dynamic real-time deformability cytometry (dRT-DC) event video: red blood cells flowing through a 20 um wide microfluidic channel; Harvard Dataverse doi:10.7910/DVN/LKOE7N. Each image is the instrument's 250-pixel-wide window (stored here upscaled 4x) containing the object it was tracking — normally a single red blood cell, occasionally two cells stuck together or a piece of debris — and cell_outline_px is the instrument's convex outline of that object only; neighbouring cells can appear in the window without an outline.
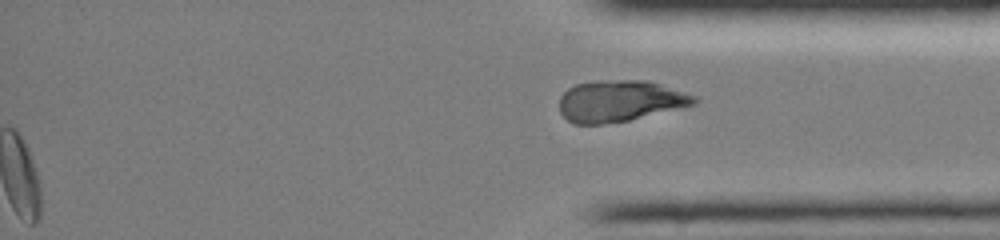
{"species": "common noctule bat (a hibernating species)", "species_latin": "Nyctalus noctula", "temperature_condition": "room temperature", "stored_images_in_passage": 49, "segment_of_instrument_passage": [2, 2], "camera_frame_rate_fps": 3000, "um_per_image_px": 0.085, "animal": {"sex": "female", "body_mass_g": 19.0, "forearm_length_mm": 51.5}, "frame": {"image": 1, "passage_image": 49, "time_ms": 16.0, "image_size_px": [1000, 240], "cell_outline_px": [[700, 100], [696, 104], [628, 120], [600, 124], [572, 124], [560, 112], [560, 96], [568, 88], [576, 84], [600, 80], [648, 80], [696, 96]], "centroid_in_image_um": [52.69, 8.58], "position_along_channel_um": 382.5, "area_um2": 32.37}}